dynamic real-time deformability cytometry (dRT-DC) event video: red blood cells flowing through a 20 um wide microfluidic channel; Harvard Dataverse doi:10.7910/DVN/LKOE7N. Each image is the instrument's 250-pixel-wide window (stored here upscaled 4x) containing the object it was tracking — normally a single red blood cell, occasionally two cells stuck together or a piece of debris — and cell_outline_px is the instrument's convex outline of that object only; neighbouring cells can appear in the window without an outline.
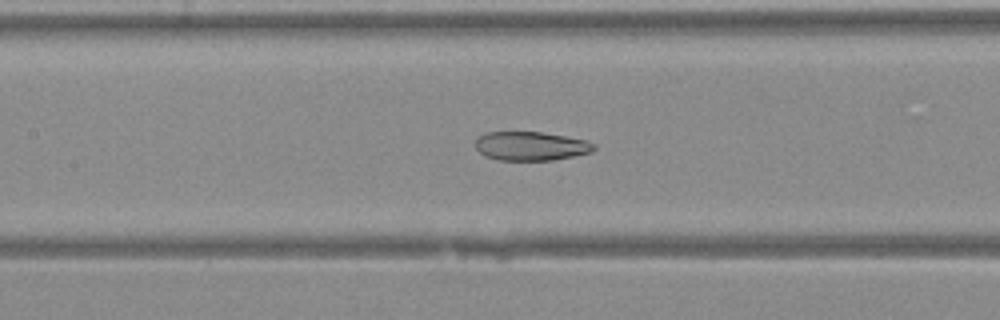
{"species": "Egyptian fruit bat (a non-hibernating species)", "species_latin": "Rousettus aegyptiacus", "temperature_condition": "warm", "stored_images_in_passage": 42, "camera_frame_rate_fps": 3000, "um_per_image_px": 0.085, "animal": {"sex": "female"}, "frame": {"image": 1, "passage_image": 19, "time_ms": 6.0, "image_size_px": [1000, 320], "cell_outline_px": [[596, 148], [592, 152], [552, 160], [500, 160], [484, 156], [476, 148], [476, 140], [484, 132], [540, 132], [564, 136], [584, 140], [596, 144]], "centroid_in_image_um": [45.11, 12.41], "position_along_channel_um": 162.3, "area_um2": 19.83}}
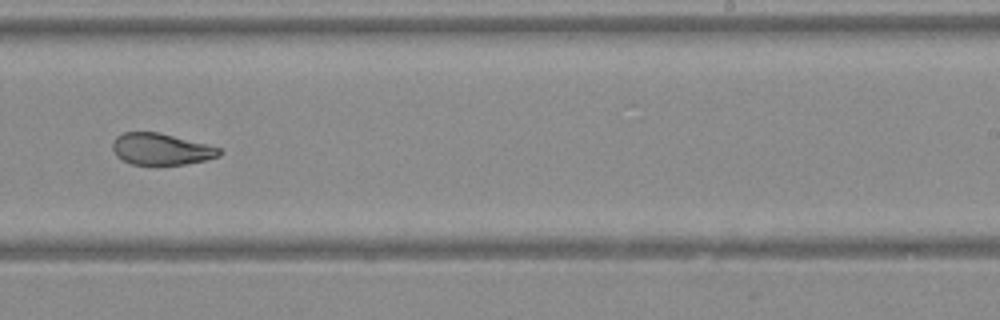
{"frame": {"image": 2, "passage_image": 26, "time_ms": 8.333, "image_size_px": [1000, 320], "cell_outline_px": [[220, 156], [204, 160], [184, 164], [132, 164], [116, 156], [112, 148], [112, 144], [116, 136], [124, 132], [160, 132], [208, 144], [220, 148]], "centroid_in_image_um": [13.68, 12.66], "position_along_channel_um": 275.3, "area_um2": 19.54}}
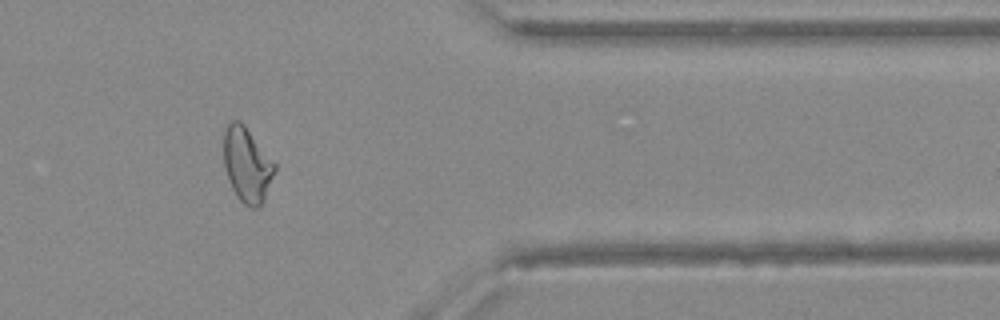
{"frame": {"image": 3, "passage_image": 34, "time_ms": 11.0, "image_size_px": [1000, 320], "cell_outline_px": [[276, 168], [264, 200], [256, 208], [252, 208], [244, 204], [236, 196], [232, 188], [224, 164], [224, 128], [232, 120], [240, 120], [244, 124], [276, 164]], "centroid_in_image_um": [20.99, 13.98], "position_along_channel_um": 390.4, "area_um2": 22.02}}